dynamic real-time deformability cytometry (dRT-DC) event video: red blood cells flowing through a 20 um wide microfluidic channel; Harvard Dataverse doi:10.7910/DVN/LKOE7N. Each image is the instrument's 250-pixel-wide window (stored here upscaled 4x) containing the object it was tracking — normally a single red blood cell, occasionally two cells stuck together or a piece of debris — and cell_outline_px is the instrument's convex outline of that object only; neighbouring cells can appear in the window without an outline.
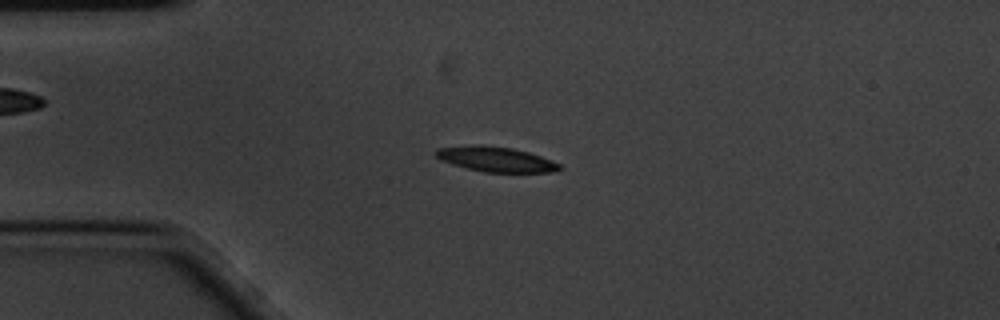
{"species": "common noctule bat (a hibernating species)", "species_latin": "Nyctalus noctula", "temperature_condition": "cold", "stored_images_in_passage": 4, "camera_frame_rate_fps": 3000, "um_per_image_px": 0.085, "animal": {"sex": "male", "body_mass_g": 20.1, "forearm_length_mm": 53.5}, "frame": {"image": 1, "passage_image": 3, "time_ms": 0.667, "image_size_px": [1000, 320], "cell_outline_px": [[564, 168], [552, 172], [484, 172], [452, 164], [440, 160], [432, 152], [436, 148], [472, 144], [480, 144], [512, 148], [528, 152], [552, 160], [560, 164]], "centroid_in_image_um": [42.11, 13.52], "position_along_channel_um": 42.9, "area_um2": 18.21}}